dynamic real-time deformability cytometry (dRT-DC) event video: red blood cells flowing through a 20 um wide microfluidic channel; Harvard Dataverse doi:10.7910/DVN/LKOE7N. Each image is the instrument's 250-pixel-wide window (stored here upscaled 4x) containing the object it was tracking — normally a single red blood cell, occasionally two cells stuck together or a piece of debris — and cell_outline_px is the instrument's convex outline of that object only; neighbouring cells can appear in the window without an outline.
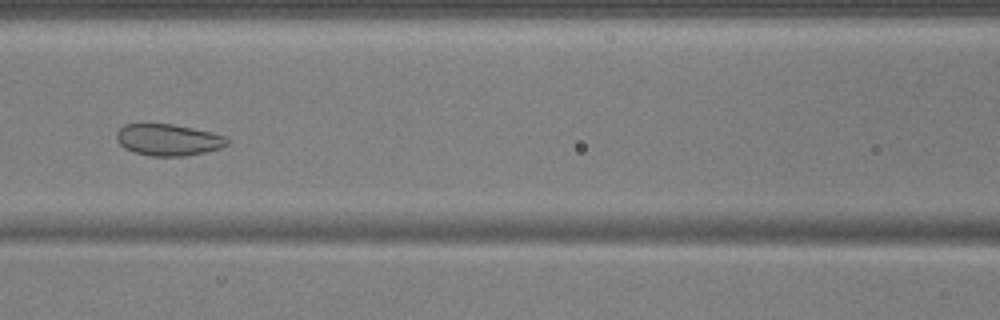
{"species": "common noctule bat (a hibernating species)", "species_latin": "Nyctalus noctula", "temperature_condition": "warm", "stored_images_in_passage": 52, "camera_frame_rate_fps": 3000, "um_per_image_px": 0.085, "animal": {"sex": "male", "body_mass_g": 17.9, "forearm_length_mm": 54.2}, "frame": {"image": 1, "passage_image": 22, "time_ms": 7.0, "image_size_px": [1000, 320], "cell_outline_px": [[232, 140], [228, 144], [220, 148], [204, 152], [184, 156], [152, 156], [136, 152], [124, 148], [116, 140], [116, 132], [124, 124], [172, 124], [212, 132], [228, 136]], "centroid_in_image_um": [14.34, 11.88], "position_along_channel_um": 152.3, "area_um2": 20.46}}
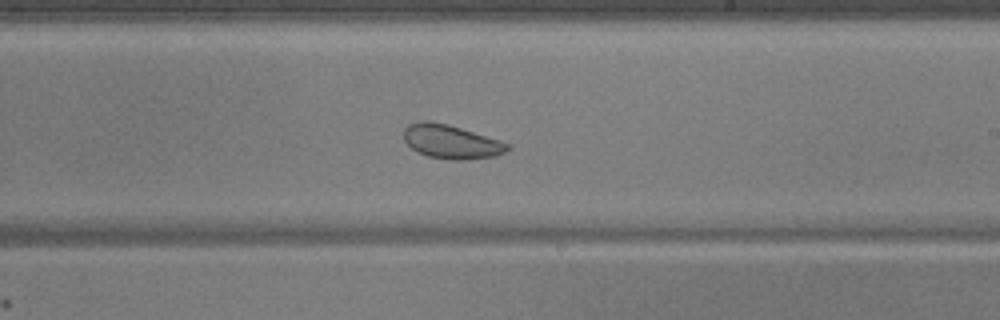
{"frame": {"image": 2, "passage_image": 30, "time_ms": 9.667, "image_size_px": [1000, 320], "cell_outline_px": [[512, 148], [496, 156], [464, 160], [448, 160], [428, 156], [416, 152], [404, 140], [404, 128], [408, 124], [420, 120], [432, 120], [448, 124], [500, 140], [512, 144]], "centroid_in_image_um": [38.35, 12.04], "position_along_channel_um": 250.6, "area_um2": 20.81}}
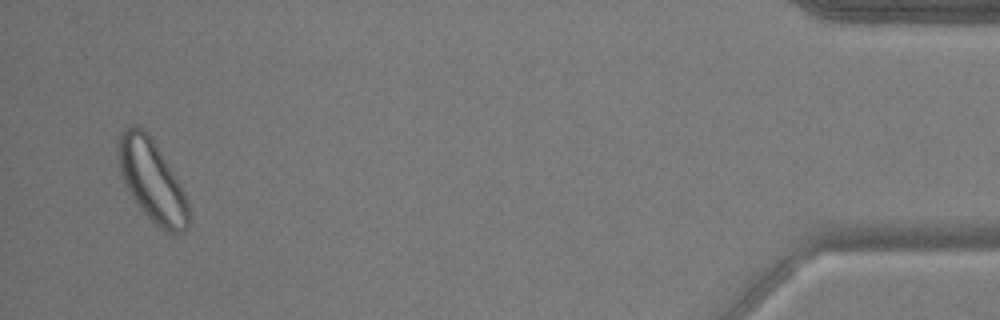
{"frame": {"image": 3, "passage_image": 50, "time_ms": 16.333, "image_size_px": [1000, 320], "cell_outline_px": [[188, 228], [184, 232], [176, 236], [160, 228], [140, 208], [124, 184], [120, 172], [116, 148], [116, 144], [120, 132], [124, 128], [144, 128], [148, 132], [184, 192], [188, 200]], "centroid_in_image_um": [12.9, 15.38], "position_along_channel_um": 422.3, "area_um2": 33.12}, "authors_computed_cell_mechanics": {"area_um2": 27.9752, "velocity_mm_per_s": 3.6967, "shape_relaxation_time_tau1_ms": null, "shape_relaxation_time_tau2_ms": 3.6829, "deformation_change_tau1": null, "deformation_change_tau2": 0.0835}}